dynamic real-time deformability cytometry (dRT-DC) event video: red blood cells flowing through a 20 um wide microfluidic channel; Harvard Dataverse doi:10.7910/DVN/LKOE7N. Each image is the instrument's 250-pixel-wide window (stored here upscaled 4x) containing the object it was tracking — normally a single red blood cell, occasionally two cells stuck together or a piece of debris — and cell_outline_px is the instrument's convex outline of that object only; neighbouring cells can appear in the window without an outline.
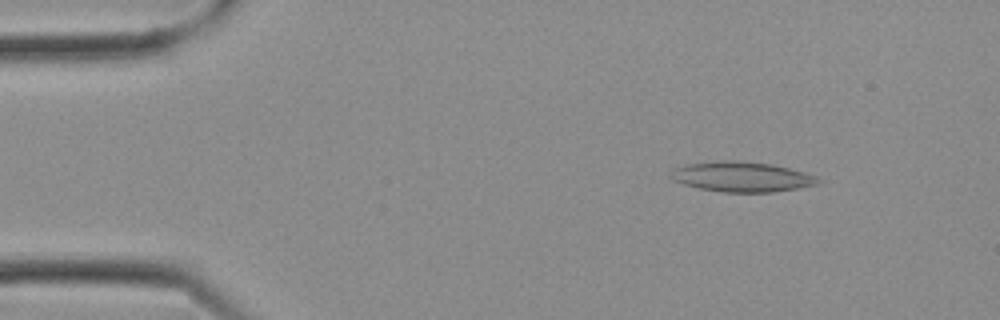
{"species": "Egyptian fruit bat (a non-hibernating species)", "species_latin": "Rousettus aegyptiacus", "temperature_condition": "cold", "stored_images_in_passage": 10, "camera_frame_rate_fps": 3000, "um_per_image_px": 0.085, "frame": {"image": 1, "passage_image": 4, "time_ms": 1.0, "image_size_px": [1000, 320], "cell_outline_px": [[824, 180], [820, 184], [800, 188], [772, 192], [720, 192], [700, 188], [684, 184], [672, 180], [668, 176], [668, 172], [672, 168], [688, 164], [716, 160], [736, 160], [772, 164], [804, 172], [816, 176]], "centroid_in_image_um": [63.04, 15.02], "position_along_channel_um": 22.0, "area_um2": 26.24}}
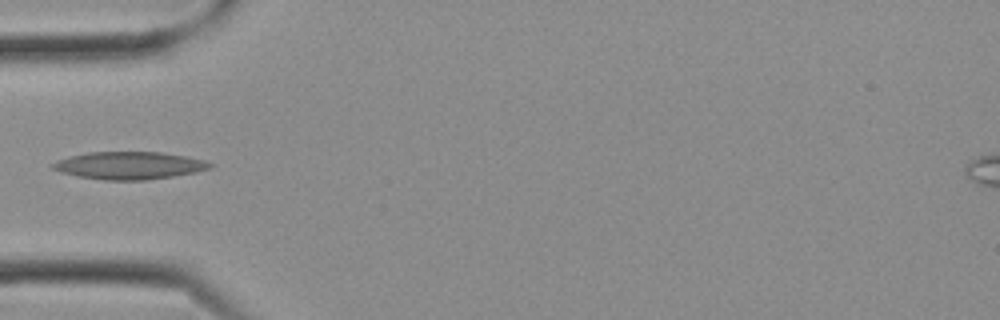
{"frame": {"image": 2, "passage_image": 9, "time_ms": 2.667, "image_size_px": [1000, 320], "cell_outline_px": [[212, 164], [208, 168], [196, 172], [172, 176], [144, 180], [104, 180], [80, 176], [60, 172], [52, 168], [52, 164], [56, 160], [88, 152], [160, 152], [184, 156], [204, 160]], "centroid_in_image_um": [10.95, 14.06], "position_along_channel_um": 74.0, "area_um2": 24.85}}